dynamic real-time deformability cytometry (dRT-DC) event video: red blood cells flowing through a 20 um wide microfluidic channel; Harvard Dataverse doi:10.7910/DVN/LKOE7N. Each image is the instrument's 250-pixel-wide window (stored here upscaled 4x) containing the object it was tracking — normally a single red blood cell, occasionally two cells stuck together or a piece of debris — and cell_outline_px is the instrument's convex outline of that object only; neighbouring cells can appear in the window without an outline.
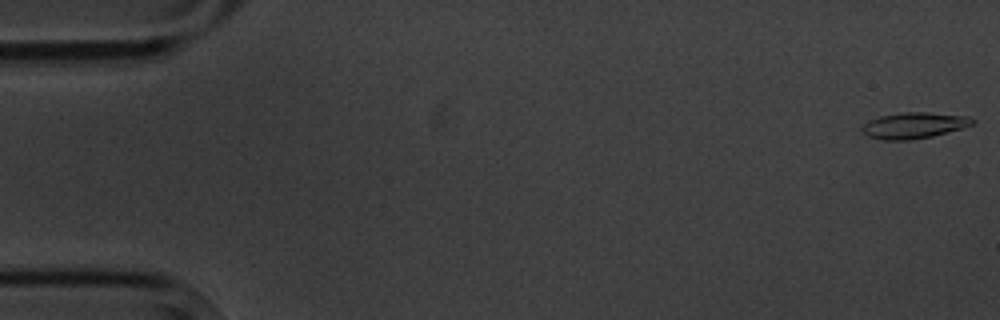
{"species": "common noctule bat (a hibernating species)", "species_latin": "Nyctalus noctula", "temperature_condition": "cold", "stored_images_in_passage": 5, "camera_frame_rate_fps": 3000, "um_per_image_px": 0.085, "animal": {"sex": "male", "body_mass_g": 20.1, "forearm_length_mm": 53.5}, "frame": {"image": 1, "passage_image": 1, "time_ms": 0.0, "image_size_px": [1000, 320], "cell_outline_px": [[976, 120], [972, 124], [960, 128], [932, 136], [912, 140], [884, 140], [868, 136], [860, 128], [864, 124], [880, 116], [904, 112], [928, 112], [968, 116]], "centroid_in_image_um": [77.69, 10.66], "position_along_channel_um": 7.3, "area_um2": 16.53}}
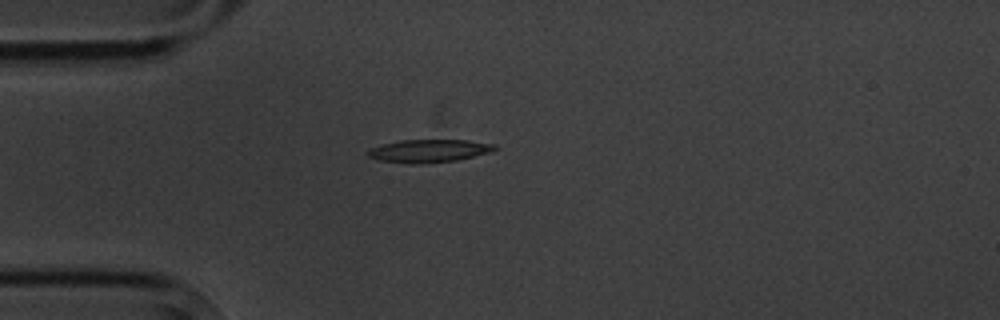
{"frame": {"image": 2, "passage_image": 5, "time_ms": 4.667, "image_size_px": [1000, 320], "cell_outline_px": [[496, 148], [492, 152], [456, 160], [420, 164], [412, 164], [380, 160], [368, 156], [364, 152], [368, 148], [400, 140], [468, 140], [496, 144]], "centroid_in_image_um": [36.44, 12.82], "position_along_channel_um": 48.6, "area_um2": 16.99}}